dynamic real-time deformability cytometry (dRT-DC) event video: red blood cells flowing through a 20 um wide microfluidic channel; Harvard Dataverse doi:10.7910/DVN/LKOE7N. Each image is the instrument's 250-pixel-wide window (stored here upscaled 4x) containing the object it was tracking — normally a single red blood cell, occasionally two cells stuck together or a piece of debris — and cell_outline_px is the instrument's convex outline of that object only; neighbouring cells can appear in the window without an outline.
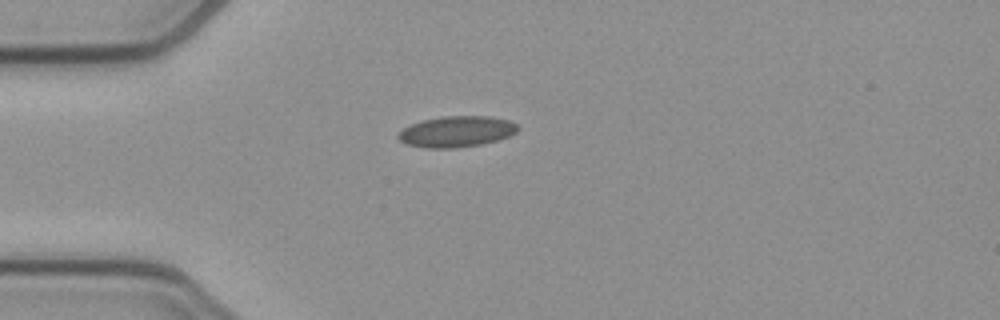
{"species": "common noctule bat (a hibernating species)", "species_latin": "Nyctalus noctula", "temperature_condition": "cold", "stored_images_in_passage": 40, "camera_frame_rate_fps": 3000, "um_per_image_px": 0.085, "animal": {"sex": "female", "body_mass_g": 21.9}, "frame": {"image": 1, "passage_image": 1, "time_ms": 0.0, "image_size_px": [1000, 320], "cell_outline_px": [[520, 128], [516, 132], [508, 136], [496, 140], [480, 144], [456, 148], [424, 148], [408, 144], [400, 140], [396, 136], [408, 124], [420, 120], [444, 116], [492, 116], [508, 120], [516, 124]], "centroid_in_image_um": [38.78, 11.17], "position_along_channel_um": 46.2, "area_um2": 21.62}}
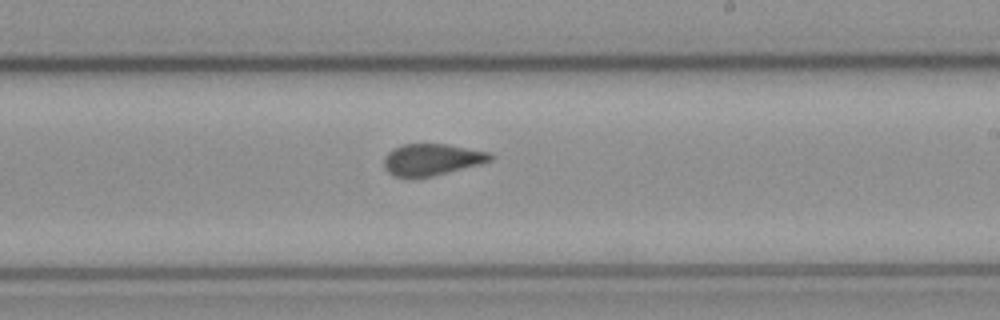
{"frame": {"image": 2, "passage_image": 18, "time_ms": 5.667, "image_size_px": [1000, 320], "cell_outline_px": [[492, 160], [448, 172], [432, 176], [392, 176], [384, 168], [384, 156], [388, 152], [404, 144], [448, 144], [492, 152]], "centroid_in_image_um": [36.71, 13.54], "position_along_channel_um": 252.3, "area_um2": 19.31}}
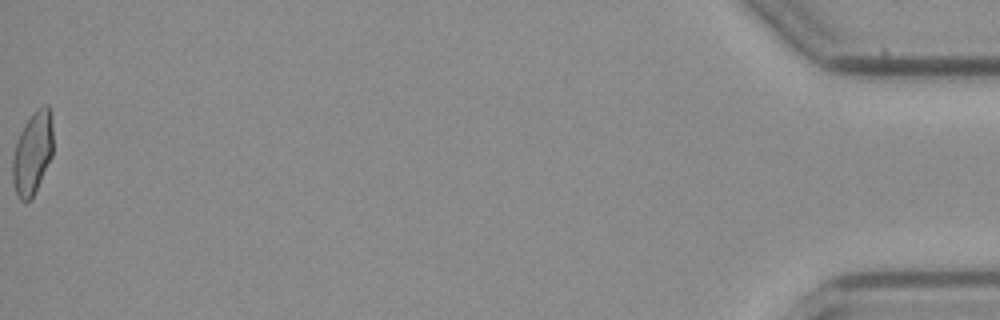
{"frame": {"image": 3, "passage_image": 40, "time_ms": 13.0, "image_size_px": [1000, 320], "cell_outline_px": [[52, 156], [36, 192], [32, 200], [24, 204], [20, 200], [16, 192], [12, 180], [12, 160], [16, 140], [24, 124], [36, 108], [44, 104], [48, 104], [52, 120]], "centroid_in_image_um": [2.76, 13.04], "position_along_channel_um": 432.4, "area_um2": 19.94}, "authors_computed_cell_mechanics": {"area_um2": 20.0855, "velocity_mm_per_s": 3.9131, "shape_relaxation_time_tau1_ms": null, "shape_relaxation_time_tau2_ms": 1.2409, "deformation_change_tau1": null, "deformation_change_tau2": 0.0626}}